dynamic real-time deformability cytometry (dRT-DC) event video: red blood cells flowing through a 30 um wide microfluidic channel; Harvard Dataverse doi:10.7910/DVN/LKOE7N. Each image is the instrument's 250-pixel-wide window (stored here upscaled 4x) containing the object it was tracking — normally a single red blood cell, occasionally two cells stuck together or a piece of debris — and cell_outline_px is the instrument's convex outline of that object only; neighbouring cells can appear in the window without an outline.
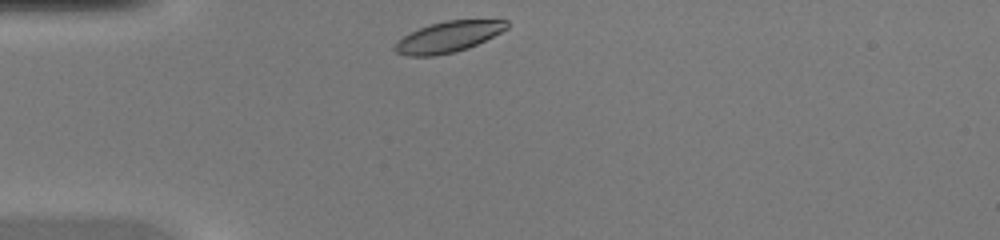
{"species": "common noctule bat (a hibernating species)", "species_latin": "Nyctalus noctula", "temperature_condition": "warm", "stored_images_in_passage": 27, "camera_frame_rate_fps": 3000, "um_per_image_px": 0.085, "animal": {"sex": "female", "body_mass_g": 20.0, "forearm_length_mm": 54.0}, "frame": {"image": 1, "passage_image": 1, "time_ms": 0.0, "image_size_px": [1000, 240], "cell_outline_px": [[508, 28], [468, 48], [456, 52], [436, 56], [404, 56], [396, 52], [392, 48], [404, 36], [420, 28], [444, 20], [508, 20]], "centroid_in_image_um": [38.09, 3.15], "position_along_channel_um": 46.9, "area_um2": 19.88}}
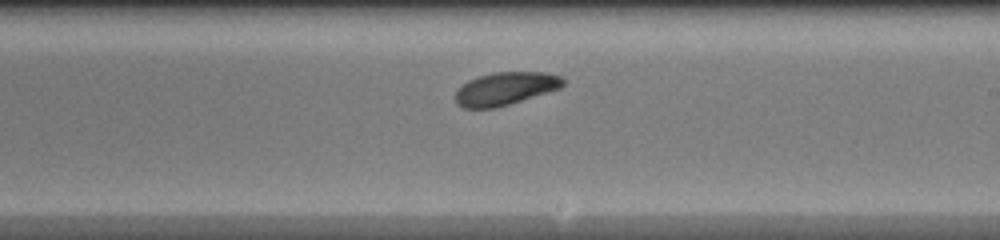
{"frame": {"image": 2, "passage_image": 16, "time_ms": 5.0, "image_size_px": [1000, 240], "cell_outline_px": [[564, 84], [560, 88], [496, 108], [464, 108], [456, 104], [452, 96], [456, 88], [468, 80], [476, 76], [492, 72], [544, 72], [564, 76]], "centroid_in_image_um": [42.88, 7.52], "position_along_channel_um": 246.1, "area_um2": 21.04}}
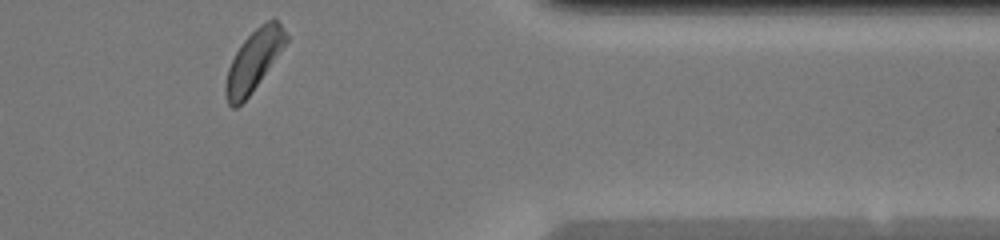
{"frame": {"image": 3, "passage_image": 27, "time_ms": 8.667, "image_size_px": [1000, 240], "cell_outline_px": [[288, 40], [252, 92], [236, 108], [232, 108], [228, 104], [224, 96], [224, 84], [228, 68], [240, 44], [260, 24], [268, 20], [276, 20], [280, 24], [288, 36]], "centroid_in_image_um": [21.52, 5.19], "position_along_channel_um": 389.9, "area_um2": 21.04}}